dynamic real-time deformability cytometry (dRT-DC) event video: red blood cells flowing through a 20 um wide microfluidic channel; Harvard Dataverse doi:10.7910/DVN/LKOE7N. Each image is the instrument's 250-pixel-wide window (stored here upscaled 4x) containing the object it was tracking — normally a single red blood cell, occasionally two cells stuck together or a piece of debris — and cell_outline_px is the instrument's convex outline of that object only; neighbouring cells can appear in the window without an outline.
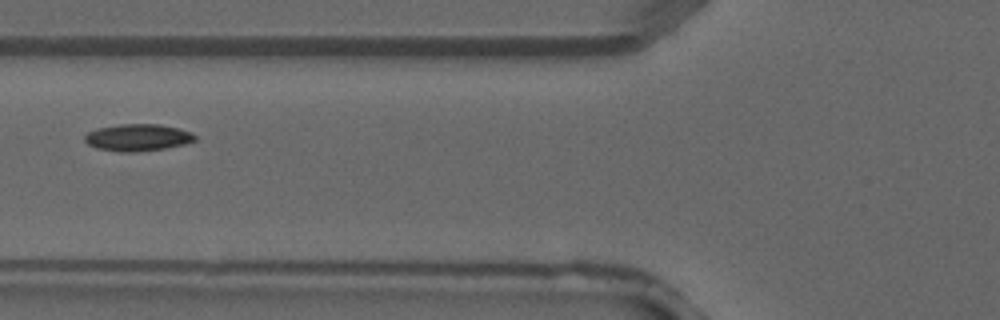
{"species": "common noctule bat (a hibernating species)", "species_latin": "Nyctalus noctula", "temperature_condition": "warm", "stored_images_in_passage": 2, "camera_frame_rate_fps": 3000, "um_per_image_px": 0.085, "animal": {"sex": "male", "forearm_length_mm": 52.5}, "frame": {"image": 1, "passage_image": 2, "time_ms": 0.333, "image_size_px": [1000, 320], "cell_outline_px": [[196, 140], [184, 144], [164, 148], [136, 152], [120, 152], [96, 148], [88, 144], [84, 140], [84, 136], [88, 132], [96, 128], [120, 124], [160, 124], [192, 132], [196, 136]], "centroid_in_image_um": [11.68, 11.68], "position_along_channel_um": 114.1, "area_um2": 17.34}}